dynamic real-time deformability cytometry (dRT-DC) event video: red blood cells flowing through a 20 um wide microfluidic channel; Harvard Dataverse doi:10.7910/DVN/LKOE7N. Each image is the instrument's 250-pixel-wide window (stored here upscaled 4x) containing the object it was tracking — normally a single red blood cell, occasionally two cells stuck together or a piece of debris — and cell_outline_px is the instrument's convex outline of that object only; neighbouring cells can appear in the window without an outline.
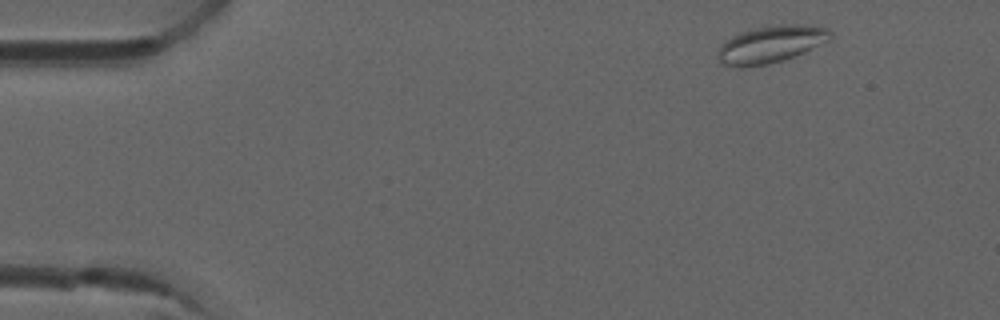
{"species": "common noctule bat (a hibernating species)", "species_latin": "Nyctalus noctula", "temperature_condition": "room temperature", "stored_images_in_passage": 4, "camera_frame_rate_fps": 3000, "um_per_image_px": 0.085, "animal": {"sex": "male", "forearm_length_mm": 52.5}, "frame": {"image": 1, "passage_image": 1, "time_ms": 0.0, "image_size_px": [1000, 320], "cell_outline_px": [[832, 36], [828, 40], [804, 52], [784, 60], [768, 64], [740, 68], [724, 64], [720, 60], [716, 52], [720, 44], [724, 40], [740, 32], [756, 28], [780, 24], [808, 24], [828, 28], [832, 32]], "centroid_in_image_um": [65.5, 3.76], "position_along_channel_um": 19.5, "area_um2": 24.51}}